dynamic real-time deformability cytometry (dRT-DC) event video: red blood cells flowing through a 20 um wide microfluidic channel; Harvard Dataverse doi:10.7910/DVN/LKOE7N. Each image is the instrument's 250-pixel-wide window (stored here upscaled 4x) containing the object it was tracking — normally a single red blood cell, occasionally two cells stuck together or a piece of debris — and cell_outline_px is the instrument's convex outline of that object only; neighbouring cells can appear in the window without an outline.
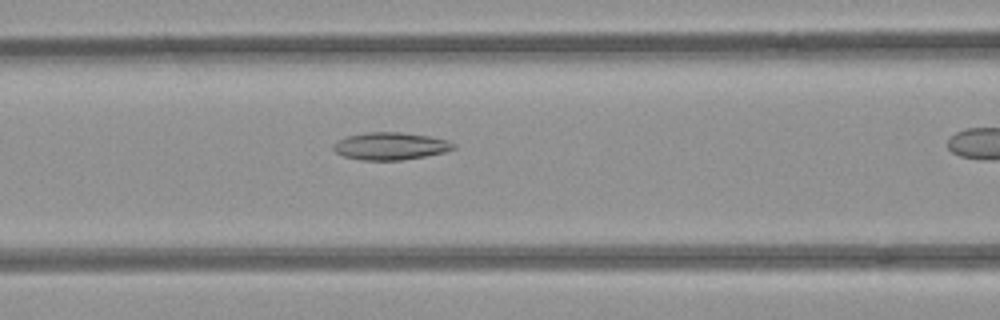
{"species": "common noctule bat (a hibernating species)", "species_latin": "Nyctalus noctula", "temperature_condition": "room temperature", "stored_images_in_passage": 30, "camera_frame_rate_fps": 3000, "um_per_image_px": 0.085, "animal": {"sex": "female", "body_mass_g": 21.9}, "frame": {"image": 1, "passage_image": 10, "time_ms": 3.0, "image_size_px": [1000, 320], "cell_outline_px": [[456, 148], [444, 152], [424, 156], [400, 160], [360, 160], [344, 156], [336, 152], [332, 148], [332, 144], [336, 140], [348, 136], [368, 132], [400, 132], [428, 136], [448, 140], [456, 144]], "centroid_in_image_um": [33.17, 12.41], "position_along_channel_um": 133.4, "area_um2": 19.19}}
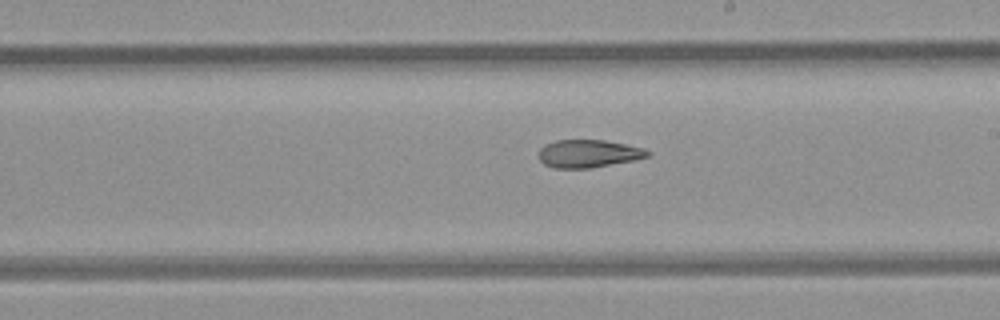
{"frame": {"image": 2, "passage_image": 18, "time_ms": 5.667, "image_size_px": [1000, 320], "cell_outline_px": [[652, 152], [648, 156], [636, 160], [592, 168], [552, 168], [544, 164], [540, 160], [540, 148], [544, 144], [556, 140], [604, 140], [644, 148]], "centroid_in_image_um": [50.03, 13.06], "position_along_channel_um": 239.0, "area_um2": 17.74}}
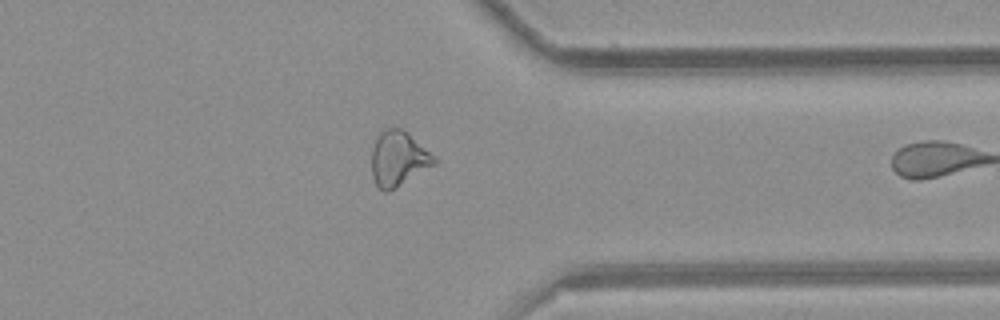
{"frame": {"image": 3, "passage_image": 29, "time_ms": 9.333, "image_size_px": [1000, 320], "cell_outline_px": [[436, 164], [388, 192], [384, 192], [376, 184], [372, 176], [372, 148], [380, 132], [384, 128], [404, 128], [436, 156]], "centroid_in_image_um": [33.88, 13.46], "position_along_channel_um": 377.5, "area_um2": 20.17}}